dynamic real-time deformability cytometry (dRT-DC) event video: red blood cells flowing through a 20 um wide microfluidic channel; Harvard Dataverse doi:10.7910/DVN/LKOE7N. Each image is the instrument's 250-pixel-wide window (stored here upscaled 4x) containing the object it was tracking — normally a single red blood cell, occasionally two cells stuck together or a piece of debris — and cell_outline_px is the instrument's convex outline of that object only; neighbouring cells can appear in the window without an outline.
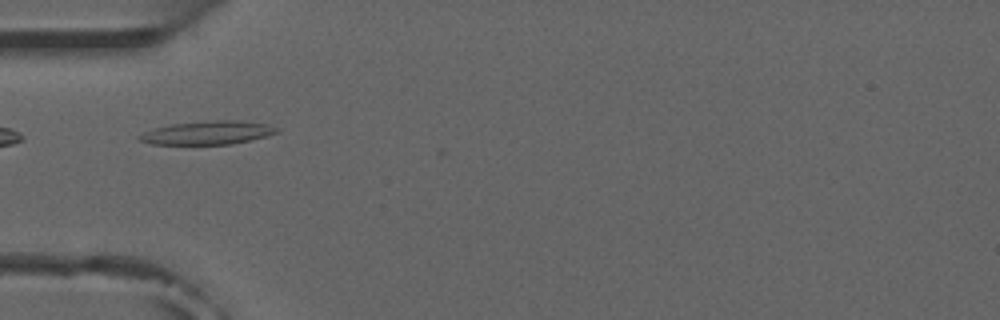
{"species": "common noctule bat (a hibernating species)", "species_latin": "Nyctalus noctula", "temperature_condition": "room temperature", "stored_images_in_passage": 15, "camera_frame_rate_fps": 3000, "um_per_image_px": 0.085, "animal": {"sex": "male", "forearm_length_mm": 52.5}, "frame": {"image": 1, "passage_image": 5, "time_ms": 5.667, "image_size_px": [1000, 320], "cell_outline_px": [[280, 132], [232, 144], [152, 144], [140, 140], [136, 136], [144, 132], [156, 128], [172, 124], [216, 120], [240, 120], [268, 124], [280, 128]], "centroid_in_image_um": [17.69, 11.27], "position_along_channel_um": 67.3, "area_um2": 18.61}}
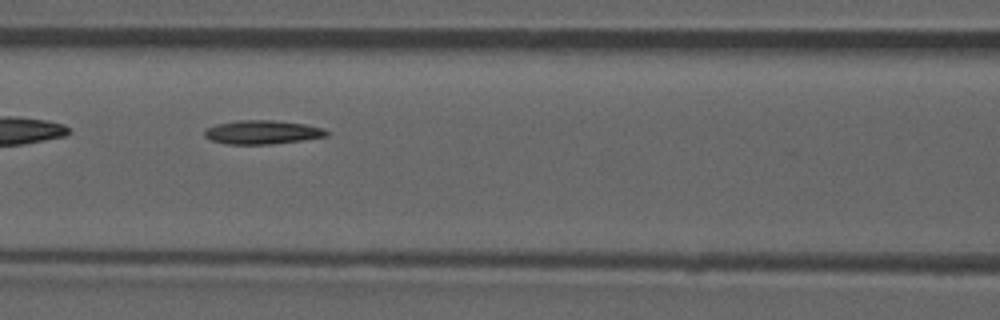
{"frame": {"image": 2, "passage_image": 7, "time_ms": 7.667, "image_size_px": [1000, 320], "cell_outline_px": [[328, 136], [272, 144], [228, 144], [212, 140], [204, 136], [204, 128], [216, 124], [236, 120], [272, 120], [304, 124], [324, 128], [328, 132]], "centroid_in_image_um": [22.26, 11.23], "position_along_channel_um": 144.3, "area_um2": 16.88}}